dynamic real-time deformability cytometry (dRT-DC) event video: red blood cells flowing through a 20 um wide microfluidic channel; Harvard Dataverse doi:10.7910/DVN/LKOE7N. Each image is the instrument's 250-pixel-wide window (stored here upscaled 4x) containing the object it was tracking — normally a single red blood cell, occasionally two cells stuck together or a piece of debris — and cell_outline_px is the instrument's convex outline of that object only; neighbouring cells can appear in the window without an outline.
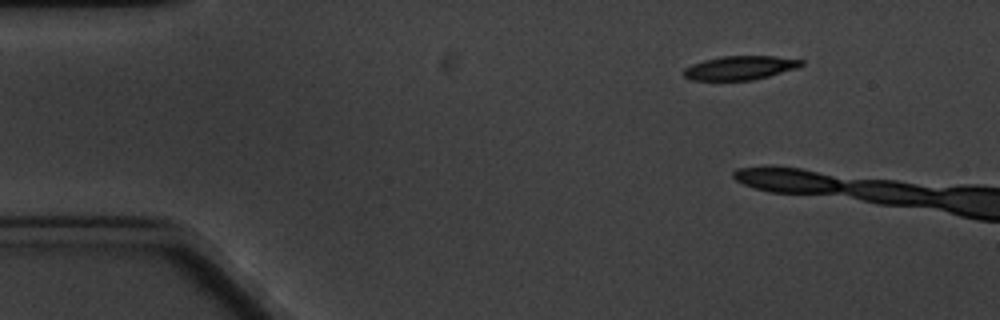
{"species": "common noctule bat (a hibernating species)", "species_latin": "Nyctalus noctula", "temperature_condition": "cold", "stored_images_in_passage": 5, "camera_frame_rate_fps": 3000, "um_per_image_px": 0.085, "animal": {"sex": "male", "body_mass_g": 20.1, "forearm_length_mm": 53.5}, "frame": {"image": 1, "passage_image": 5, "time_ms": 4.667, "image_size_px": [1000, 320], "cell_outline_px": [[804, 64], [796, 68], [768, 76], [752, 80], [692, 80], [684, 76], [684, 68], [692, 64], [704, 60], [720, 56], [772, 56], [804, 60]], "centroid_in_image_um": [62.89, 5.76], "position_along_channel_um": 22.1, "area_um2": 16.24}}